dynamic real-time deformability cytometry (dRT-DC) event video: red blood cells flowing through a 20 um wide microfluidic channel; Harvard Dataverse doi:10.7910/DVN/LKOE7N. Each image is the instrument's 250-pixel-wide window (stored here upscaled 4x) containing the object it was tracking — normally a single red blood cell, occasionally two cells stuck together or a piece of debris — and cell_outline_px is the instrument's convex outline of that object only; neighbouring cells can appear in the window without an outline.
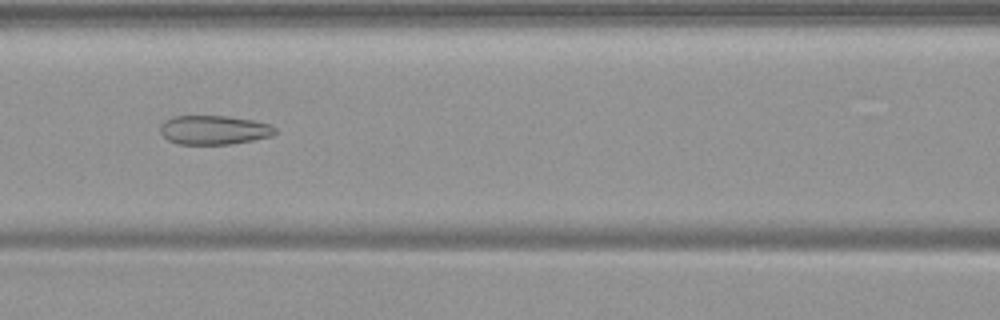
{"species": "common noctule bat (a hibernating species)", "species_latin": "Nyctalus noctula", "temperature_condition": "warm", "stored_images_in_passage": 55, "camera_frame_rate_fps": 3000, "um_per_image_px": 0.085, "animal": {"sex": "female", "body_mass_g": 19.9}, "frame": {"image": 1, "passage_image": 25, "time_ms": 8.0, "image_size_px": [1000, 320], "cell_outline_px": [[276, 132], [272, 136], [232, 144], [176, 144], [168, 140], [160, 132], [160, 124], [164, 120], [172, 116], [228, 116], [256, 120], [272, 124], [276, 128]], "centroid_in_image_um": [18.2, 11.04], "position_along_channel_um": 148.4, "area_um2": 19.77}}
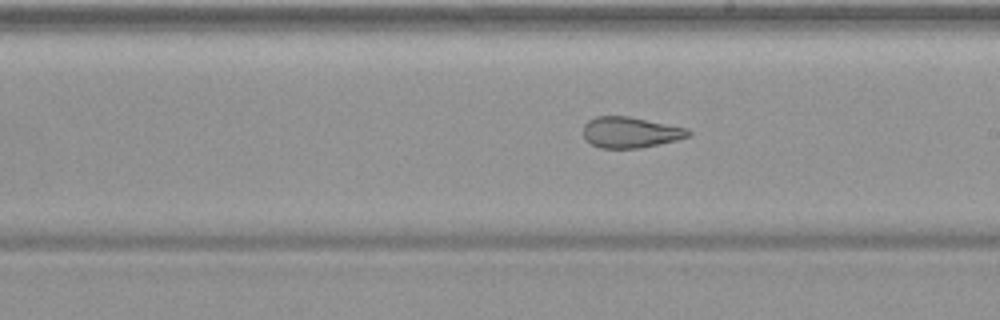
{"frame": {"image": 2, "passage_image": 32, "time_ms": 10.333, "image_size_px": [1000, 320], "cell_outline_px": [[692, 136], [676, 140], [640, 148], [600, 148], [592, 144], [584, 136], [584, 124], [588, 120], [596, 116], [628, 116], [688, 128], [692, 132]], "centroid_in_image_um": [53.61, 11.24], "position_along_channel_um": 235.4, "area_um2": 18.9}}
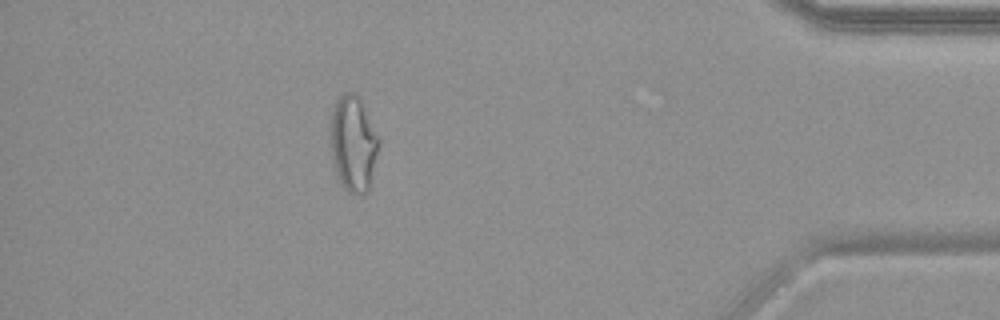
{"frame": {"image": 3, "passage_image": 49, "time_ms": 16.0, "image_size_px": [1000, 320], "cell_outline_px": [[380, 140], [368, 192], [356, 196], [348, 192], [340, 184], [336, 176], [328, 136], [328, 128], [332, 112], [336, 100], [344, 92], [352, 92], [360, 96]], "centroid_in_image_um": [29.99, 12.2], "position_along_channel_um": 405.2, "area_um2": 27.63}, "authors_computed_cell_mechanics": {"area_um2": 26.01, "velocity_mm_per_s": 3.751, "shape_relaxation_time_tau1_ms": null, "shape_relaxation_time_tau2_ms": 1.6578, "deformation_change_tau1": null, "deformation_change_tau2": 0.1007}}